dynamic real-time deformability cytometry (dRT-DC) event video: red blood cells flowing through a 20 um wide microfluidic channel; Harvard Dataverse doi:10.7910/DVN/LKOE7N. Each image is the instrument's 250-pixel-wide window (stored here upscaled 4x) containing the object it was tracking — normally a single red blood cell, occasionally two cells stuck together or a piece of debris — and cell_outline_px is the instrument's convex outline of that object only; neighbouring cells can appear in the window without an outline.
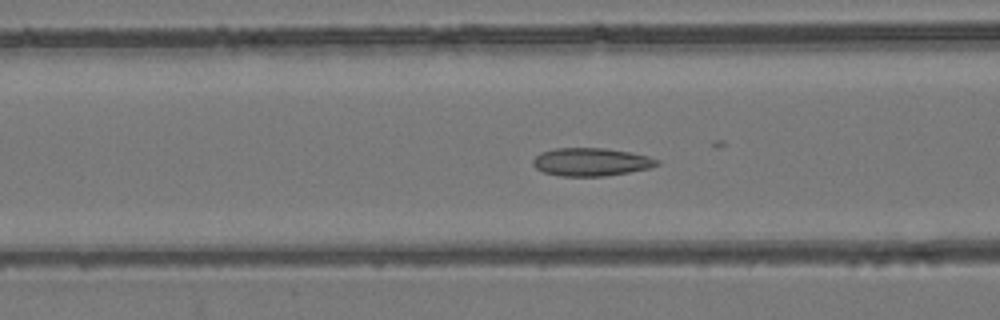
{"species": "common noctule bat (a hibernating species)", "species_latin": "Nyctalus noctula", "temperature_condition": "room temperature", "stored_images_in_passage": 47, "camera_frame_rate_fps": 3000, "um_per_image_px": 0.085, "animal": {"sex": "female", "body_mass_g": 24.6, "forearm_length_mm": 56.2}, "frame": {"image": 1, "passage_image": 13, "time_ms": 4.0, "image_size_px": [1000, 320], "cell_outline_px": [[660, 164], [648, 168], [628, 172], [604, 176], [560, 176], [544, 172], [536, 168], [532, 164], [532, 160], [540, 152], [556, 148], [604, 148], [632, 152], [648, 156], [660, 160]], "centroid_in_image_um": [50.24, 13.76], "position_along_channel_um": 116.4, "area_um2": 20.29}}
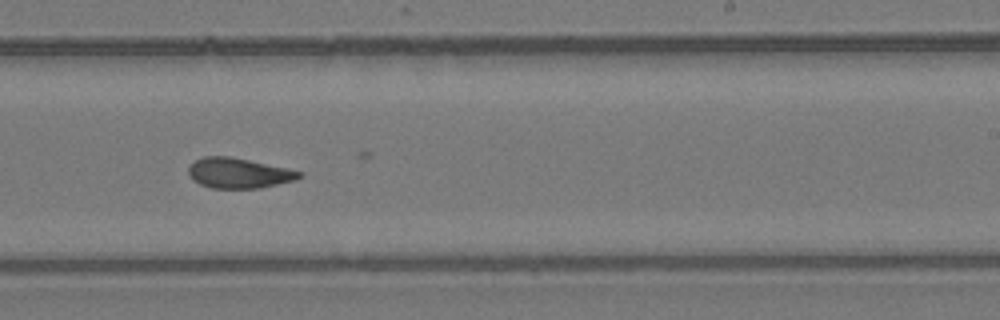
{"frame": {"image": 2, "passage_image": 25, "time_ms": 8.0, "image_size_px": [1000, 320], "cell_outline_px": [[304, 176], [296, 180], [260, 188], [212, 188], [200, 184], [192, 180], [188, 172], [188, 168], [196, 160], [204, 156], [228, 156], [288, 168], [304, 172]], "centroid_in_image_um": [20.32, 14.72], "position_along_channel_um": 268.7, "area_um2": 19.54}}
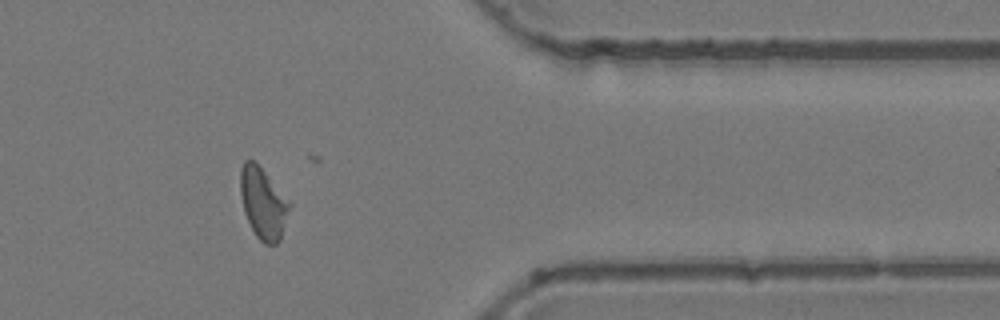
{"frame": {"image": 3, "passage_image": 36, "time_ms": 11.667, "image_size_px": [1000, 320], "cell_outline_px": [[292, 204], [280, 240], [276, 244], [264, 244], [256, 236], [244, 212], [240, 192], [240, 168], [244, 160], [252, 160], [264, 172]], "centroid_in_image_um": [22.36, 17.3], "position_along_channel_um": 389.0, "area_um2": 20.11}, "authors_computed_cell_mechanics": {"area_um2": 19.941, "velocity_mm_per_s": 3.8101, "shape_relaxation_time_tau1_ms": null, "shape_relaxation_time_tau2_ms": 2.4657, "deformation_change_tau1": null, "deformation_change_tau2": 0.0714}}